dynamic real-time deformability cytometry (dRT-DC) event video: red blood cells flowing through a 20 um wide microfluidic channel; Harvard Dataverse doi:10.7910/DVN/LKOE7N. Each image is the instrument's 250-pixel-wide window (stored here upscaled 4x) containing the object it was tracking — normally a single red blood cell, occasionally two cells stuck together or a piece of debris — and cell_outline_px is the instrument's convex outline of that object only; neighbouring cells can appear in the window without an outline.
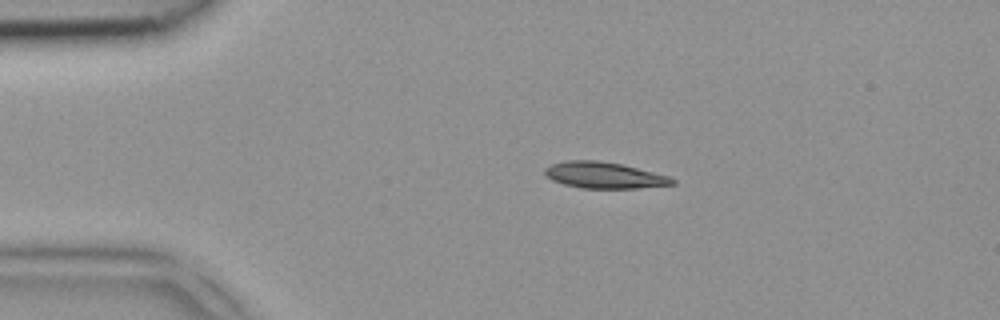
{"species": "common noctule bat (a hibernating species)", "species_latin": "Nyctalus noctula", "temperature_condition": "room temperature", "stored_images_in_passage": 2, "camera_frame_rate_fps": 3000, "um_per_image_px": 0.085, "animal": {"sex": "female", "body_mass_g": 18.4}, "frame": {"image": 1, "passage_image": 1, "time_ms": 0.0, "image_size_px": [1000, 320], "cell_outline_px": [[676, 184], [636, 188], [580, 188], [564, 184], [552, 180], [544, 172], [544, 168], [552, 164], [568, 160], [596, 160], [624, 164], [668, 176], [676, 180]], "centroid_in_image_um": [51.36, 14.89], "position_along_channel_um": 33.6, "area_um2": 19.48}}